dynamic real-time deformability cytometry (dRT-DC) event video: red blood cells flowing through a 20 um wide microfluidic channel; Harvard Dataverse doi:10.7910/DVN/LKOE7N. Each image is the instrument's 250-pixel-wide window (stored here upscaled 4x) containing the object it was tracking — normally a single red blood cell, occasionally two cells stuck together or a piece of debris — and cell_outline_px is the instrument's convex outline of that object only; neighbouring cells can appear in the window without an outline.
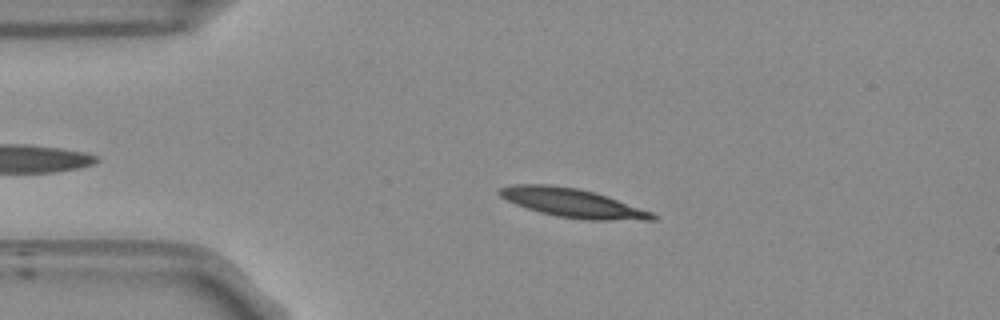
{"species": "Egyptian fruit bat (a non-hibernating species)", "species_latin": "Rousettus aegyptiacus", "temperature_condition": "room temperature", "stored_images_in_passage": 44, "camera_frame_rate_fps": 3000, "um_per_image_px": 0.085, "frame": {"image": 1, "passage_image": 10, "time_ms": 3.0, "image_size_px": [1000, 320], "cell_outline_px": [[656, 220], [588, 220], [556, 216], [540, 212], [516, 204], [500, 196], [496, 192], [500, 188], [516, 184], [548, 184], [576, 188], [596, 192], [608, 196], [652, 212], [656, 216]], "centroid_in_image_um": [48.68, 17.25], "position_along_channel_um": 36.3, "area_um2": 25.55}}
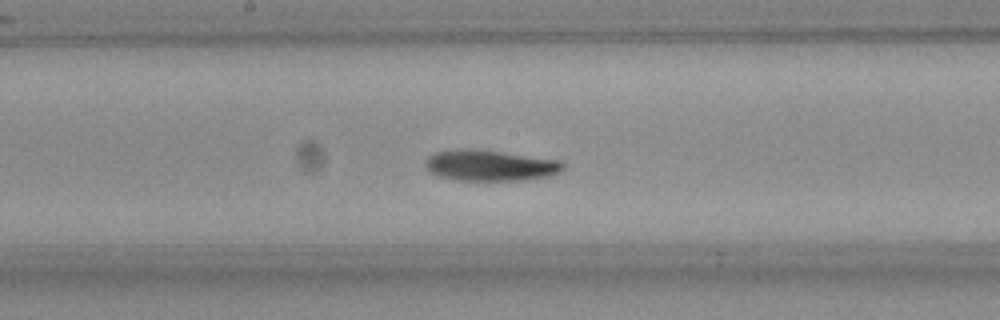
{"frame": {"image": 2, "passage_image": 26, "time_ms": 8.333, "image_size_px": [1000, 320], "cell_outline_px": [[564, 168], [560, 172], [548, 176], [524, 180], [456, 180], [436, 176], [428, 168], [428, 160], [436, 152], [500, 152], [560, 160], [564, 164]], "centroid_in_image_um": [41.8, 14.12], "position_along_channel_um": 206.4, "area_um2": 23.35}}
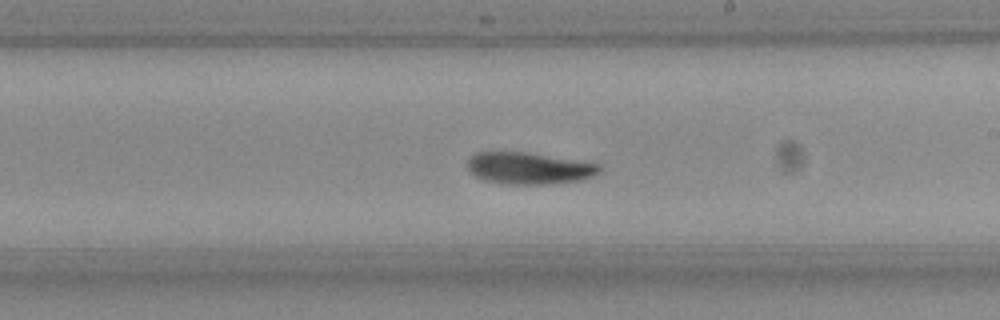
{"frame": {"image": 3, "passage_image": 29, "time_ms": 9.333, "image_size_px": [1000, 320], "cell_outline_px": [[604, 168], [600, 172], [592, 176], [580, 180], [552, 184], [508, 184], [484, 180], [476, 176], [468, 168], [468, 160], [476, 152], [528, 152], [600, 164]], "centroid_in_image_um": [45.01, 14.3], "position_along_channel_um": 244.0, "area_um2": 24.39}, "authors_computed_cell_mechanics": {"area_um2": 24.3916, "velocity_mm_per_s": 3.7696, "shape_relaxation_time_tau1_ms": 4.7029, "shape_relaxation_time_tau2_ms": 4.4078, "deformation_change_tau1": 0.1725, "deformation_change_tau2": 0.103}}